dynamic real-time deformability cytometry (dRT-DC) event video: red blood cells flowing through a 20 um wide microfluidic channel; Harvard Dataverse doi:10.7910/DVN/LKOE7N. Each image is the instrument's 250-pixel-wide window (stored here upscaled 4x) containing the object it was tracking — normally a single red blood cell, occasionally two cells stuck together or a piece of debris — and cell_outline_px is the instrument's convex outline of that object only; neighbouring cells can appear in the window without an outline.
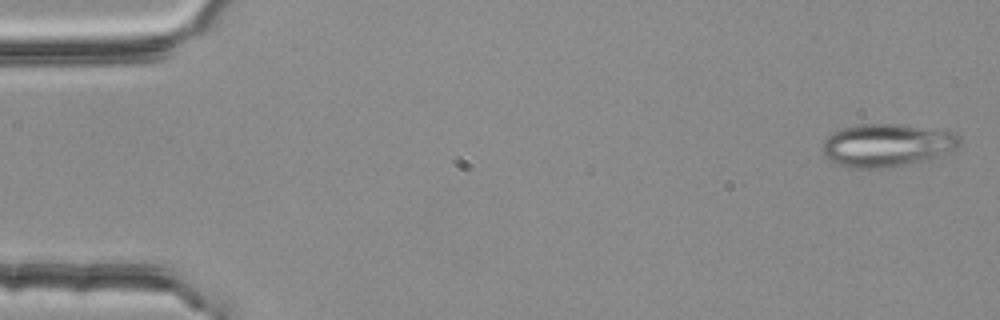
{"species": "common noctule bat (a hibernating species)", "species_latin": "Nyctalus noctula", "temperature_condition": "room temperature", "stored_images_in_passage": 4, "camera_frame_rate_fps": 3000, "um_per_image_px": 0.085, "animal": {"sex": "female", "body_mass_g": 25.1}, "frame": {"image": 1, "passage_image": 1, "time_ms": 0.0, "image_size_px": [1000, 320], "cell_outline_px": [[960, 144], [956, 148], [920, 164], [876, 168], [852, 168], [832, 164], [824, 156], [820, 148], [824, 140], [832, 132], [844, 128], [860, 124], [900, 124], [944, 128], [956, 132], [960, 136]], "centroid_in_image_um": [75.42, 12.34], "position_along_channel_um": 9.6, "area_um2": 35.43}}